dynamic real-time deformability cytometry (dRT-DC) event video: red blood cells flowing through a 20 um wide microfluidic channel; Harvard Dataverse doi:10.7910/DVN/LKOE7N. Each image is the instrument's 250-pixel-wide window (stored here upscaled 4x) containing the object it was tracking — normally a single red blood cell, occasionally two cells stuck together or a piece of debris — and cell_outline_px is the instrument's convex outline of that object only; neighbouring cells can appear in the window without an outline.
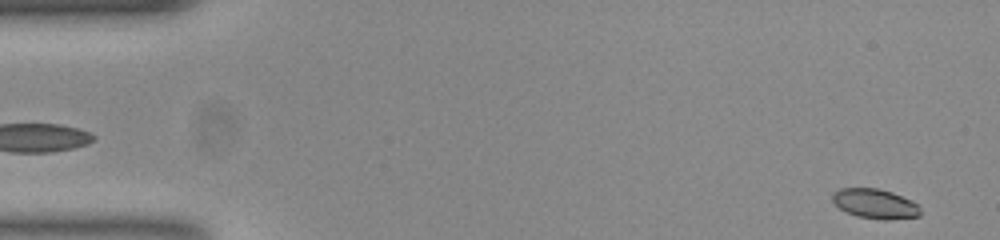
{"species": "common noctule bat (a hibernating species)", "species_latin": "Nyctalus noctula", "temperature_condition": "room temperature", "stored_images_in_passage": 54, "camera_frame_rate_fps": 3000, "um_per_image_px": 0.085, "animal": {"sex": "female", "body_mass_g": 23.0, "forearm_length_mm": 53.4}, "frame": {"image": 1, "passage_image": 2, "time_ms": 0.333, "image_size_px": [1000, 240], "cell_outline_px": [[920, 216], [888, 220], [884, 220], [856, 216], [840, 208], [832, 200], [832, 192], [840, 188], [876, 188], [892, 192], [916, 204], [920, 208]], "centroid_in_image_um": [74.35, 17.32], "position_along_channel_um": 10.6, "area_um2": 15.03}}
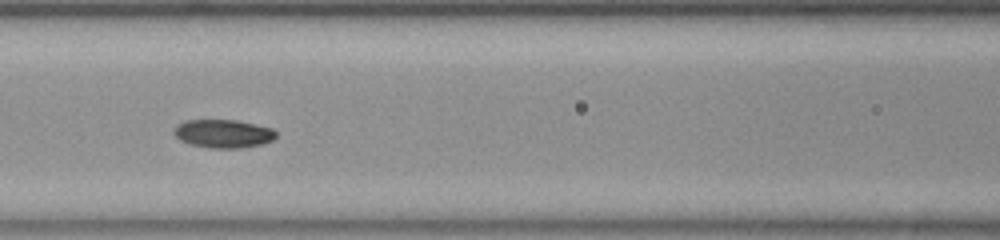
{"frame": {"image": 2, "passage_image": 23, "time_ms": 7.333, "image_size_px": [1000, 240], "cell_outline_px": [[276, 136], [272, 140], [260, 144], [240, 148], [212, 148], [192, 144], [180, 140], [172, 132], [176, 124], [184, 120], [236, 120], [272, 128], [276, 132]], "centroid_in_image_um": [18.94, 11.35], "position_along_channel_um": 147.7, "area_um2": 16.76}}
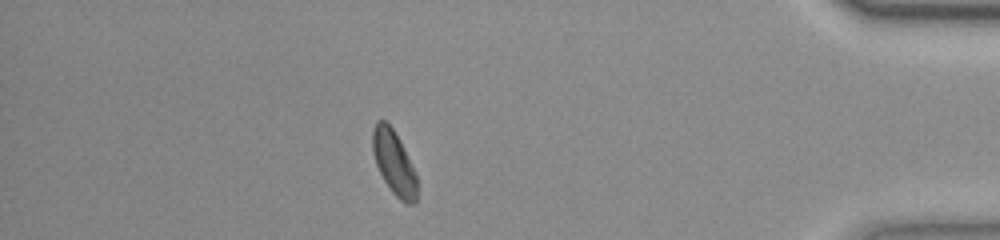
{"frame": {"image": 3, "passage_image": 47, "time_ms": 15.333, "image_size_px": [1000, 240], "cell_outline_px": [[416, 204], [404, 204], [392, 192], [384, 180], [376, 164], [372, 152], [372, 128], [376, 120], [384, 120], [392, 128], [400, 140], [416, 172]], "centroid_in_image_um": [33.48, 13.82], "position_along_channel_um": 401.7, "area_um2": 16.65}, "authors_computed_cell_mechanics": {"area_um2": 16.5886, "velocity_mm_per_s": 3.7532, "shape_relaxation_time_tau1_ms": 2.8062, "shape_relaxation_time_tau2_ms": 10.8462, "deformation_change_tau1": 0.1093, "deformation_change_tau2": 0.1471}}